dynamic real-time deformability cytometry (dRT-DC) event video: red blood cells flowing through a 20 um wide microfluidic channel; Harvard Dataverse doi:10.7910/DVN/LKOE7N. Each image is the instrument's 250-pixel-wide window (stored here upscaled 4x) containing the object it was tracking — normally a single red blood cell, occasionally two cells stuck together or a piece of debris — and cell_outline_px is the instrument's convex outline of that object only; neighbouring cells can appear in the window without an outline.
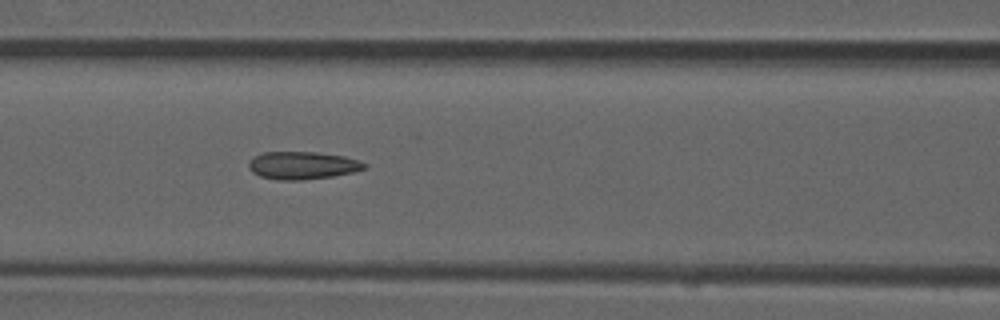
{"species": "common noctule bat (a hibernating species)", "species_latin": "Nyctalus noctula", "temperature_condition": "room temperature", "stored_images_in_passage": 4, "camera_frame_rate_fps": 3000, "um_per_image_px": 0.085, "animal": {"sex": "male", "forearm_length_mm": 52.5}, "frame": {"image": 1, "passage_image": 4, "time_ms": 1.0, "image_size_px": [1000, 320], "cell_outline_px": [[368, 168], [356, 172], [332, 176], [300, 180], [276, 180], [260, 176], [252, 172], [248, 168], [248, 164], [256, 156], [264, 152], [316, 152], [344, 156], [368, 164]], "centroid_in_image_um": [25.74, 14.07], "position_along_channel_um": 140.9, "area_um2": 18.67}}